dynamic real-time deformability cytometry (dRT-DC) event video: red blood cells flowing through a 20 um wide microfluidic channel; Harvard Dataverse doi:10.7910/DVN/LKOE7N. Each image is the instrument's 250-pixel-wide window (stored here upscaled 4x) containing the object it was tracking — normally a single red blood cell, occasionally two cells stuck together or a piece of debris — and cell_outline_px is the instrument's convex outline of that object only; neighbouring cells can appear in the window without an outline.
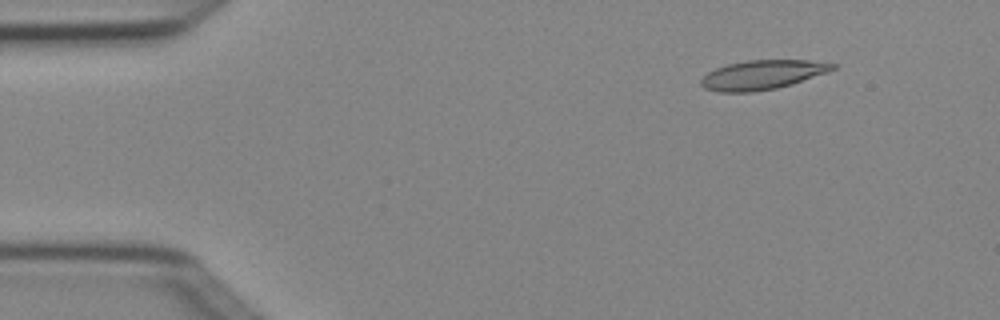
{"species": "Egyptian fruit bat (a non-hibernating species)", "species_latin": "Rousettus aegyptiacus", "temperature_condition": "cold", "stored_images_in_passage": 4, "camera_frame_rate_fps": 3000, "um_per_image_px": 0.085, "animal": {"sex": "female"}, "frame": {"image": 1, "passage_image": 2, "time_ms": 0.333, "image_size_px": [1000, 320], "cell_outline_px": [[840, 64], [836, 68], [828, 72], [792, 84], [776, 88], [752, 92], [720, 92], [704, 88], [700, 84], [700, 80], [708, 72], [716, 68], [728, 64], [748, 60], [808, 60]], "centroid_in_image_um": [64.82, 6.35], "position_along_channel_um": 20.2, "area_um2": 22.48}}